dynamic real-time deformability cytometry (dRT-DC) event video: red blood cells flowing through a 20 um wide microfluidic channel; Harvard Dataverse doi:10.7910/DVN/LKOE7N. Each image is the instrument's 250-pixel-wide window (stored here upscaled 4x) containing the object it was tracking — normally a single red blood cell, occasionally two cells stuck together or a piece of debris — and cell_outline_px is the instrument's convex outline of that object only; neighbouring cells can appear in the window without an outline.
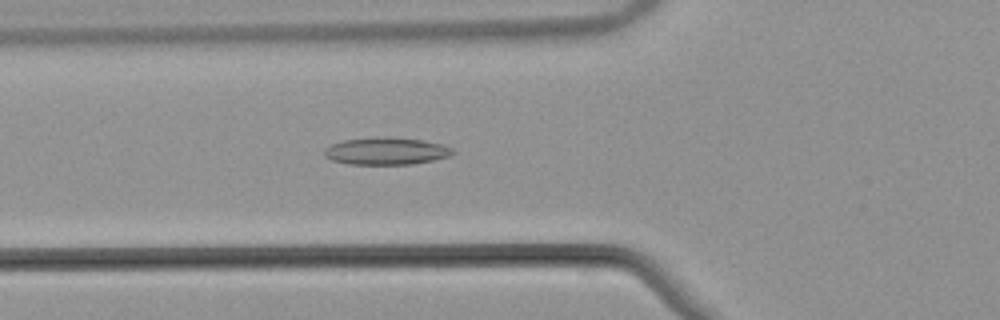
{"species": "common noctule bat (a hibernating species)", "species_latin": "Nyctalus noctula", "temperature_condition": "warm", "stored_images_in_passage": 54, "camera_frame_rate_fps": 3000, "um_per_image_px": 0.085, "animal": {"sex": "male", "body_mass_g": 21.5, "forearm_length_mm": 52.0}, "frame": {"image": 1, "passage_image": 20, "time_ms": 6.333, "image_size_px": [1000, 320], "cell_outline_px": [[456, 152], [448, 156], [432, 160], [412, 164], [348, 164], [332, 160], [324, 156], [324, 148], [332, 144], [344, 140], [376, 136], [424, 140], [440, 144], [452, 148]], "centroid_in_image_um": [32.79, 12.84], "position_along_channel_um": 93.0, "area_um2": 20.35}}
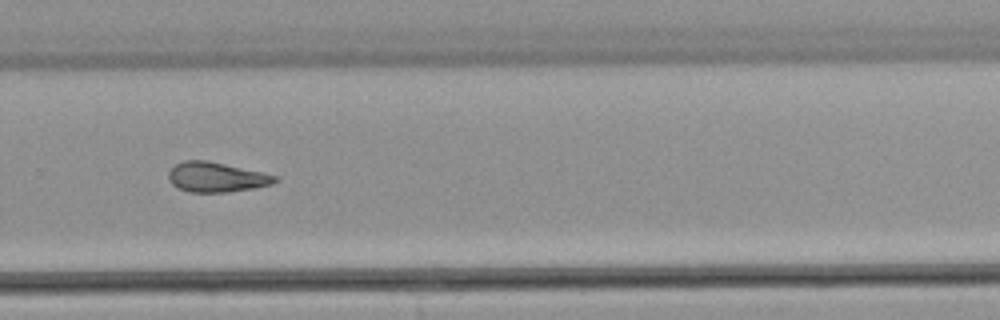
{"frame": {"image": 2, "passage_image": 37, "time_ms": 12.0, "image_size_px": [1000, 320], "cell_outline_px": [[280, 180], [272, 184], [252, 188], [228, 192], [192, 192], [180, 188], [172, 184], [168, 180], [168, 172], [176, 164], [184, 160], [208, 160], [260, 172], [276, 176]], "centroid_in_image_um": [18.37, 15.05], "position_along_channel_um": 311.4, "area_um2": 18.32}}
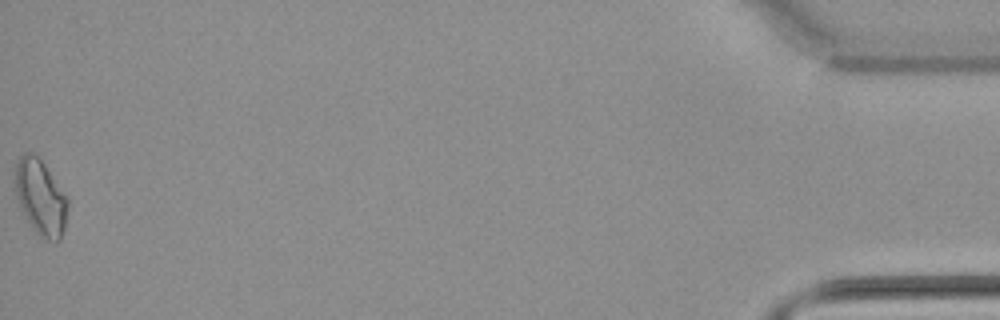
{"frame": {"image": 3, "passage_image": 54, "time_ms": 17.667, "image_size_px": [1000, 320], "cell_outline_px": [[68, 204], [64, 228], [60, 240], [48, 240], [40, 236], [32, 228], [20, 208], [16, 196], [16, 164], [20, 156], [24, 152], [28, 152], [36, 156], [44, 164], [68, 200]], "centroid_in_image_um": [3.44, 16.8], "position_along_channel_um": 431.8, "area_um2": 22.54}, "authors_computed_cell_mechanics": {"area_um2": 19.7387, "velocity_mm_per_s": 3.8575, "shape_relaxation_time_tau1_ms": null, "shape_relaxation_time_tau2_ms": 4.5853, "deformation_change_tau1": null, "deformation_change_tau2": 0.1337}}